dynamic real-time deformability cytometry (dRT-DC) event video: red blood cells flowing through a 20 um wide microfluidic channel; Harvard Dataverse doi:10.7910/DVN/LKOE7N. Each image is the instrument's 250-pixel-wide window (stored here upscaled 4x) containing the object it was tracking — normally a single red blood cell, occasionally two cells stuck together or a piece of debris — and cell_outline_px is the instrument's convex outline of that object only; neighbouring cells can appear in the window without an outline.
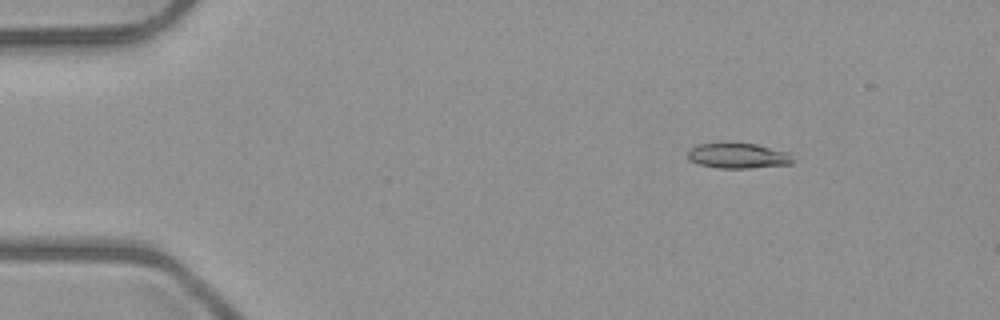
{"species": "common noctule bat (a hibernating species)", "species_latin": "Nyctalus noctula", "temperature_condition": "room temperature", "stored_images_in_passage": 6, "camera_frame_rate_fps": 3000, "um_per_image_px": 0.085, "animal": {"sex": "male", "body_mass_g": 23.1, "forearm_length_mm": 52.7}, "frame": {"image": 1, "passage_image": 3, "time_ms": 2.333, "image_size_px": [1000, 320], "cell_outline_px": [[796, 160], [792, 164], [748, 168], [716, 168], [700, 164], [688, 160], [688, 152], [696, 144], [720, 140], [732, 140], [756, 144], [788, 152]], "centroid_in_image_um": [62.71, 13.18], "position_along_channel_um": 22.3, "area_um2": 16.36}}
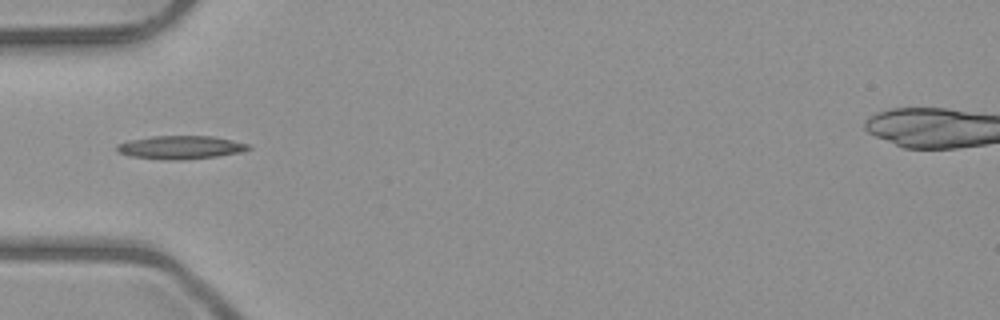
{"frame": {"image": 2, "passage_image": 6, "time_ms": 5.667, "image_size_px": [1000, 320], "cell_outline_px": [[252, 148], [240, 152], [216, 156], [184, 160], [164, 160], [132, 156], [116, 152], [116, 144], [132, 140], [152, 136], [212, 136], [232, 140], [248, 144]], "centroid_in_image_um": [15.33, 12.53], "position_along_channel_um": 69.7, "area_um2": 17.8}}